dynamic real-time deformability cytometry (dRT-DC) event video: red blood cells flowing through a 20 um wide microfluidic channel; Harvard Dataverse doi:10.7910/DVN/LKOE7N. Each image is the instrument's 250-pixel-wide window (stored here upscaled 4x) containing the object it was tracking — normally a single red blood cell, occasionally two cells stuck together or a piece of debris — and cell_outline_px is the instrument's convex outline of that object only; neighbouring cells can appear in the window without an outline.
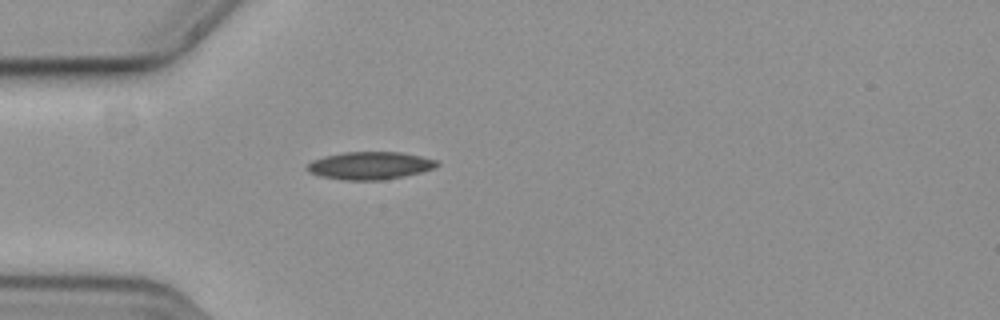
{"species": "common noctule bat (a hibernating species)", "species_latin": "Nyctalus noctula", "temperature_condition": "cold", "stored_images_in_passage": 6, "camera_frame_rate_fps": 3000, "um_per_image_px": 0.085, "animal": {"sex": "female", "body_mass_g": 19.3, "forearm_length_mm": 54.1}, "frame": {"image": 1, "passage_image": 1, "time_ms": 0.0, "image_size_px": [1000, 320], "cell_outline_px": [[440, 164], [432, 168], [420, 172], [404, 176], [380, 180], [348, 180], [324, 176], [312, 172], [308, 168], [308, 164], [312, 160], [324, 156], [344, 152], [400, 152], [420, 156], [436, 160]], "centroid_in_image_um": [31.48, 14.06], "position_along_channel_um": 53.5, "area_um2": 20.46}}
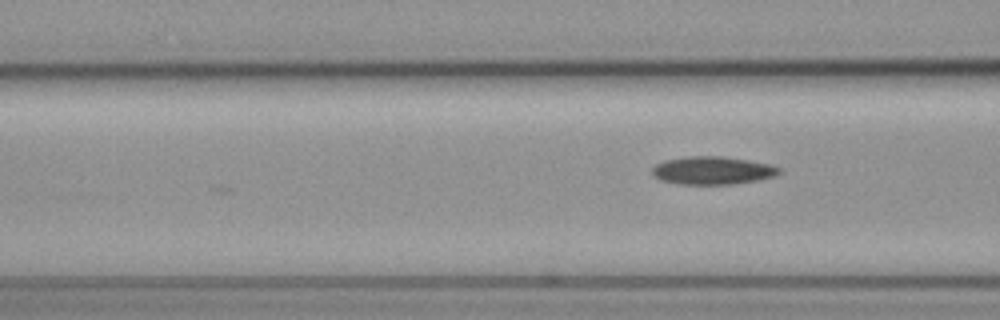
{"frame": {"image": 2, "passage_image": 6, "time_ms": 1.667, "image_size_px": [1000, 320], "cell_outline_px": [[780, 172], [772, 176], [756, 180], [732, 184], [680, 184], [660, 180], [652, 176], [652, 168], [656, 164], [664, 160], [688, 156], [724, 156], [748, 160], [768, 164], [780, 168]], "centroid_in_image_um": [60.5, 14.48], "position_along_channel_um": 106.1, "area_um2": 20.58}}